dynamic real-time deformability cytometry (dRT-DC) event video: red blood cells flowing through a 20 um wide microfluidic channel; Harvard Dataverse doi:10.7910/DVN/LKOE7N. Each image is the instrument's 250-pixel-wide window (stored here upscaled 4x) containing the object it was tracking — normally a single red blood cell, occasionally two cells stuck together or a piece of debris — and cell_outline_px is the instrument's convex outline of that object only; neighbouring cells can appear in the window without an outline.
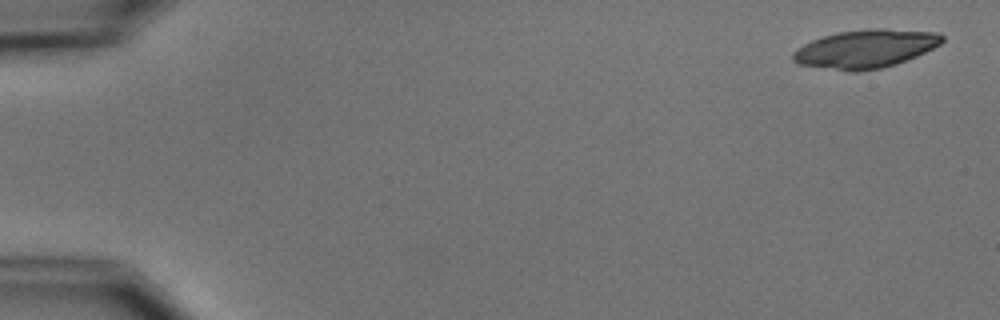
{"species": "common noctule bat (a hibernating species)", "species_latin": "Nyctalus noctula", "temperature_condition": "cold", "stored_images_in_passage": 6, "segment_of_instrument_passage": [2, 2], "camera_frame_rate_fps": 3000, "um_per_image_px": 0.085, "animal": {"sex": "male", "body_mass_g": 15.6}, "frame": {"image": 1, "passage_image": 6, "time_ms": 6.667, "image_size_px": [1000, 320], "cell_outline_px": [[944, 40], [940, 44], [916, 56], [896, 64], [880, 68], [856, 72], [852, 72], [800, 64], [792, 60], [792, 52], [804, 44], [812, 40], [836, 32], [868, 28], [884, 28], [936, 32], [944, 36]], "centroid_in_image_um": [73.57, 4.14], "position_along_channel_um": 11.4, "area_um2": 33.29}}